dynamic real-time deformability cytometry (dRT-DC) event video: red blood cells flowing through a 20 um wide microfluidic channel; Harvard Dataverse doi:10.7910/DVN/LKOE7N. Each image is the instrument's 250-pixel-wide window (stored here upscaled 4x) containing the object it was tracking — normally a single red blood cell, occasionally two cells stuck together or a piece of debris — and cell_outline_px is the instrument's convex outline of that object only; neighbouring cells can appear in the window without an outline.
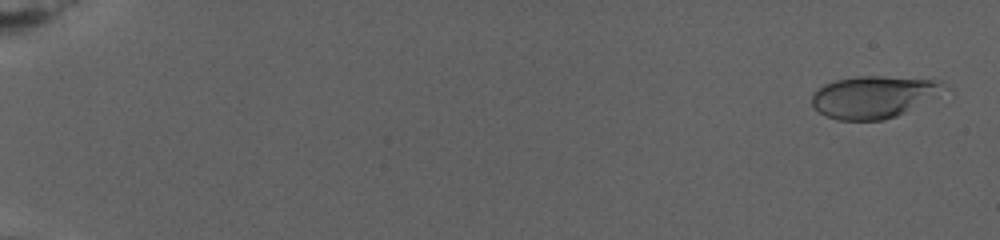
{"species": "human", "species_latin": "Homo sapiens", "temperature_condition": "warm", "stored_images_in_passage": 55, "camera_frame_rate_fps": 3000, "um_per_image_px": 0.085, "donor": {"sex": "female"}, "frame": {"image": 1, "passage_image": 1, "time_ms": 0.0, "image_size_px": [1000, 240], "cell_outline_px": [[940, 84], [904, 112], [896, 116], [884, 120], [836, 120], [820, 112], [812, 104], [812, 96], [824, 84], [836, 80], [856, 76], [884, 76], [932, 80]], "centroid_in_image_um": [73.97, 8.25], "position_along_channel_um": 11.0, "area_um2": 30.23}}
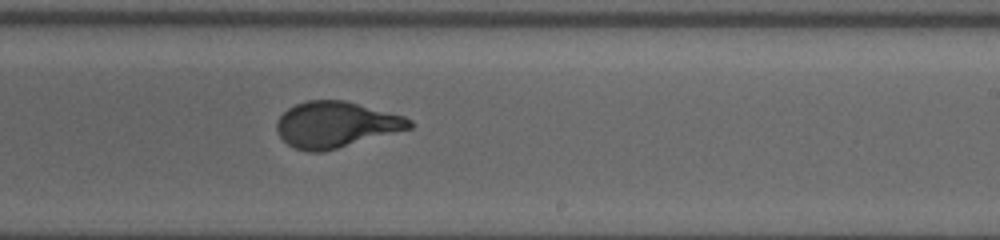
{"frame": {"image": 2, "passage_image": 33, "time_ms": 17.0, "image_size_px": [1000, 240], "cell_outline_px": [[412, 128], [336, 148], [320, 152], [308, 152], [296, 148], [288, 144], [280, 136], [276, 128], [276, 124], [280, 116], [288, 108], [296, 104], [308, 100], [344, 100], [404, 116], [412, 120]], "centroid_in_image_um": [28.54, 10.58], "position_along_channel_um": 260.5, "area_um2": 35.08}}
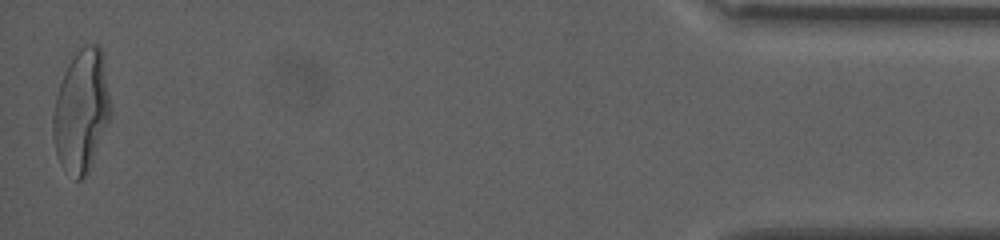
{"frame": {"image": 3, "passage_image": 55, "time_ms": 26.333, "image_size_px": [1000, 240], "cell_outline_px": [[112, 112], [92, 164], [88, 172], [80, 180], [76, 180], [60, 164], [56, 152], [52, 136], [52, 116], [56, 96], [64, 72], [68, 64], [76, 52], [84, 44], [96, 44], [104, 52]], "centroid_in_image_um": [6.93, 9.4], "position_along_channel_um": 428.3, "area_um2": 41.44}, "authors_computed_cell_mechanics": {"area_um2": 35.4892, "velocity_mm_per_s": 2.6154, "shape_relaxation_time_tau1_ms": 8.3801, "shape_relaxation_time_tau2_ms": null, "deformation_change_tau1": 0.2705, "deformation_change_tau2": null}}